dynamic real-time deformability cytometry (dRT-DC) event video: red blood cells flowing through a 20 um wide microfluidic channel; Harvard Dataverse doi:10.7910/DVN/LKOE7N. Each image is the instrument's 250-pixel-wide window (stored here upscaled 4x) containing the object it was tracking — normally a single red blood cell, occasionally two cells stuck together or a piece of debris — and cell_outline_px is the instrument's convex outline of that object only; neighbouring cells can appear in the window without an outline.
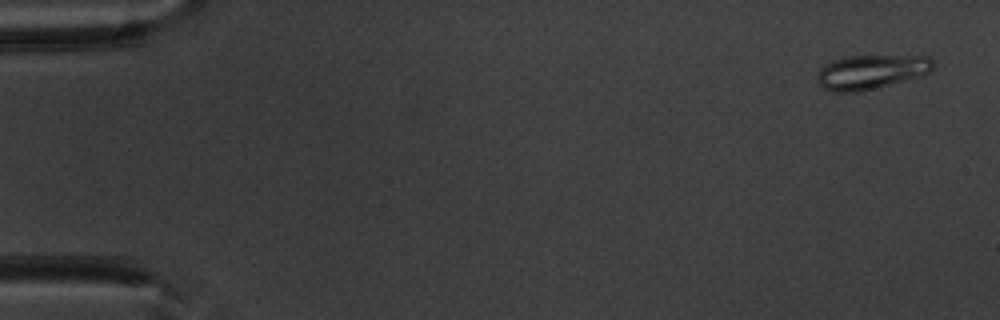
{"species": "common noctule bat (a hibernating species)", "species_latin": "Nyctalus noctula", "temperature_condition": "warm", "stored_images_in_passage": 14, "camera_frame_rate_fps": 3000, "um_per_image_px": 0.085, "animal": {"sex": "male", "body_mass_g": 20.1, "forearm_length_mm": 53.5}, "frame": {"image": 1, "passage_image": 3, "time_ms": 0.667, "image_size_px": [1000, 320], "cell_outline_px": [[932, 68], [928, 72], [888, 84], [856, 92], [832, 92], [824, 88], [816, 80], [816, 72], [820, 68], [832, 60], [848, 56], [928, 56], [932, 60]], "centroid_in_image_um": [73.93, 6.1], "position_along_channel_um": 11.1, "area_um2": 22.6}}